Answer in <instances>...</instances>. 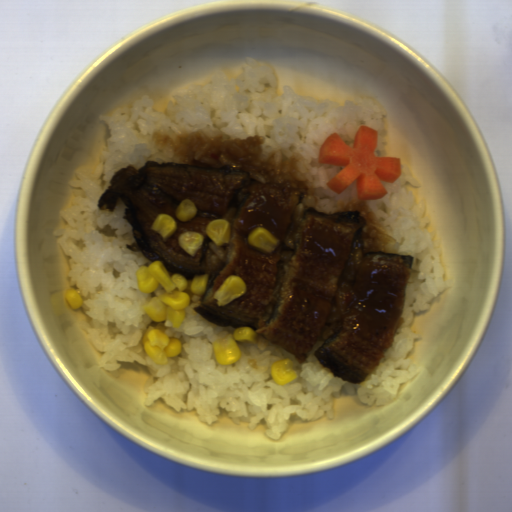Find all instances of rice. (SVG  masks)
I'll return each instance as SVG.
<instances>
[{"instance_id":"rice-1","label":"rice","mask_w":512,"mask_h":512,"mask_svg":"<svg viewBox=\"0 0 512 512\" xmlns=\"http://www.w3.org/2000/svg\"><path fill=\"white\" fill-rule=\"evenodd\" d=\"M278 95V76L268 63L246 56L242 72L229 79L218 71L208 84H186L174 92L162 111L153 108L150 92L106 109L88 124L83 147L70 157L71 177L65 200L51 230L64 252L69 289L83 298L85 315L78 328L91 347L103 356L97 365L115 371L121 363H138L149 376L143 405L158 399L174 411H195L200 423L210 426L222 410L237 425L248 422L253 431L263 421L264 437L280 441L289 430L290 417L305 423L333 420L334 399L342 388L364 406L393 404L403 384L418 377L417 365L408 358L422 333L414 332L415 314L431 308L433 299L449 290L453 278L444 279L440 238L429 231L425 199L404 186L422 183L400 162L394 183L381 181L387 194L381 199H359L356 179L340 194L326 184L347 166L319 164V153L330 134L336 133L353 148L361 126L378 130L377 157H389L385 147L387 114L374 96H355L343 105L300 96L290 85ZM146 160L175 162L206 168L230 164L251 173V181L275 183L301 193L293 214L298 225L304 209L325 213L359 211L368 224L363 228L364 253L413 255L403 313L392 347L365 381L352 385L322 367L312 354L317 342L299 364L294 354L258 335L256 345L237 343L241 361L222 366L215 359L212 339L231 333L201 318L192 308L203 297L191 296L182 327L154 323L142 305L164 292L162 286L148 295L139 292L135 272L149 260L125 244L135 241L132 225L122 219L128 208L119 199L113 214L102 213L96 203L110 185L109 178L132 164ZM158 328L182 341L181 355L158 366L141 350L142 335ZM291 358L298 377L288 384L273 382L268 368Z\"/></svg>"}]
</instances>
